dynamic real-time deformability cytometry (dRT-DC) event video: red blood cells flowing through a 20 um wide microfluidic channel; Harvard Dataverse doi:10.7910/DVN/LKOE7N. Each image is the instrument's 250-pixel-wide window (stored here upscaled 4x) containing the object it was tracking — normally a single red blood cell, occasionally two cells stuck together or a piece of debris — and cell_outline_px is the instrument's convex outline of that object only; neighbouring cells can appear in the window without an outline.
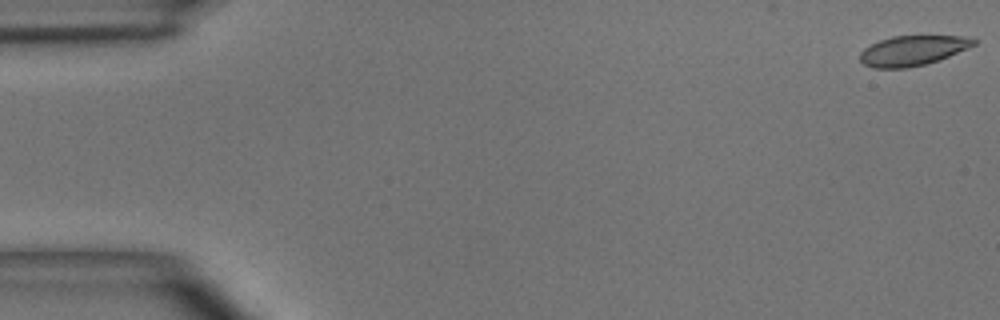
{"species": "common noctule bat (a hibernating species)", "species_latin": "Nyctalus noctula", "temperature_condition": "room temperature", "stored_images_in_passage": 53, "camera_frame_rate_fps": 3000, "um_per_image_px": 0.085, "animal": {"sex": "male", "body_mass_g": 15.6}, "frame": {"image": 1, "passage_image": 1, "time_ms": 0.0, "image_size_px": [1000, 320], "cell_outline_px": [[976, 44], [968, 48], [940, 60], [908, 68], [872, 68], [864, 64], [860, 60], [860, 52], [864, 48], [880, 40], [892, 36], [972, 36], [976, 40]], "centroid_in_image_um": [77.59, 4.3], "position_along_channel_um": 7.4, "area_um2": 19.94}}
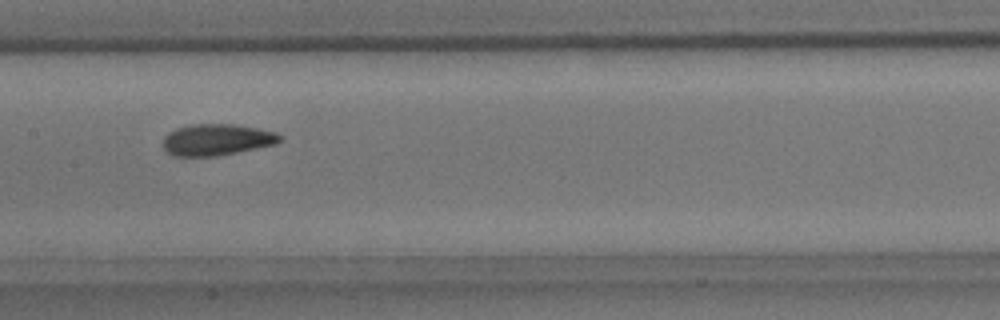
{"frame": {"image": 2, "passage_image": 27, "time_ms": 8.667, "image_size_px": [1000, 320], "cell_outline_px": [[284, 140], [276, 144], [216, 156], [172, 156], [164, 148], [164, 136], [168, 132], [176, 128], [192, 124], [236, 124], [276, 132], [284, 136]], "centroid_in_image_um": [18.46, 11.87], "position_along_channel_um": 188.9, "area_um2": 21.5}}
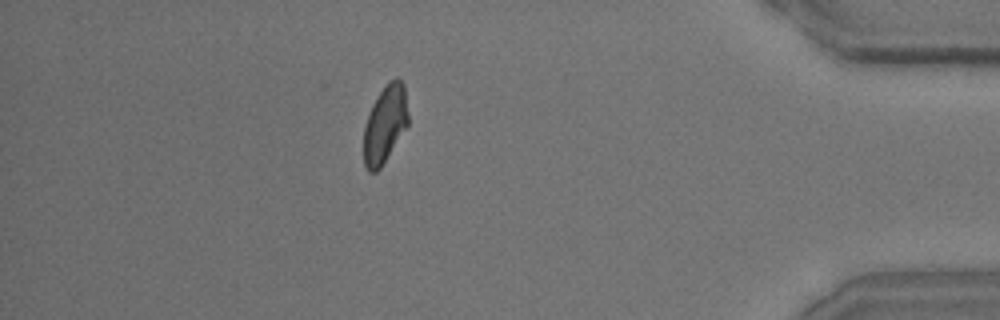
{"frame": {"image": 3, "passage_image": 48, "time_ms": 15.667, "image_size_px": [1000, 320], "cell_outline_px": [[408, 124], [380, 168], [376, 172], [368, 172], [364, 164], [364, 128], [372, 104], [388, 80], [396, 76], [404, 84], [408, 112]], "centroid_in_image_um": [32.73, 10.53], "position_along_channel_um": 402.5, "area_um2": 19.94}}